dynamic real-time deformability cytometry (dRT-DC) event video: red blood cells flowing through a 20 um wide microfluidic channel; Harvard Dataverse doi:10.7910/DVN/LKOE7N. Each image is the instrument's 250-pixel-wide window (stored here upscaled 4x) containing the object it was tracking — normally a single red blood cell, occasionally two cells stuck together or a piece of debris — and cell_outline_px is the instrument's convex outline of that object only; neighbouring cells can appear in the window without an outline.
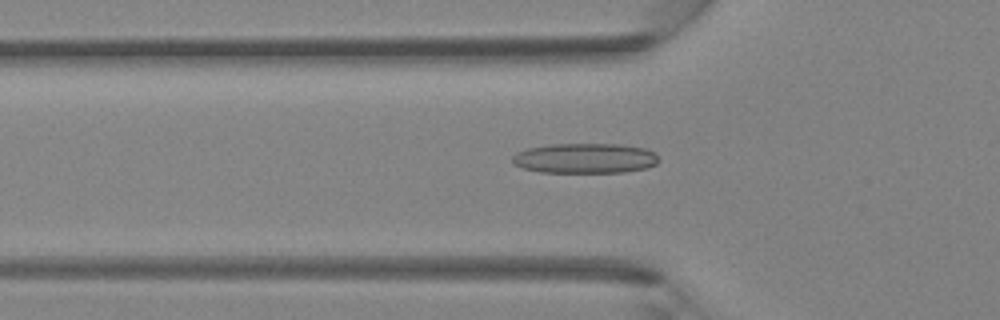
{"species": "Egyptian fruit bat (a non-hibernating species)", "species_latin": "Rousettus aegyptiacus", "temperature_condition": "room temperature", "stored_images_in_passage": 40, "camera_frame_rate_fps": 3000, "um_per_image_px": 0.085, "animal": {"sex": "female"}, "frame": {"image": 1, "passage_image": 14, "time_ms": 4.333, "image_size_px": [1000, 320], "cell_outline_px": [[660, 160], [656, 164], [648, 168], [624, 172], [540, 172], [524, 168], [512, 164], [512, 156], [516, 152], [528, 148], [552, 144], [620, 144], [644, 148], [656, 152]], "centroid_in_image_um": [49.75, 13.45], "position_along_channel_um": 76.0, "area_um2": 25.84}}
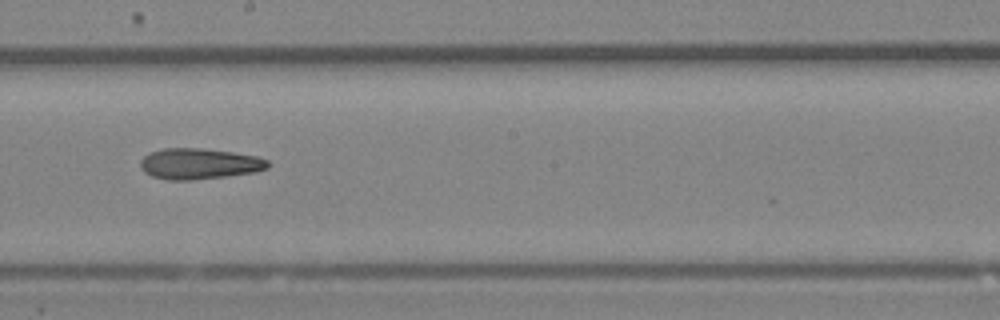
{"frame": {"image": 2, "passage_image": 24, "time_ms": 7.667, "image_size_px": [1000, 320], "cell_outline_px": [[272, 164], [268, 168], [256, 172], [228, 176], [192, 180], [168, 180], [152, 176], [144, 172], [140, 168], [140, 160], [148, 152], [164, 148], [204, 148], [232, 152], [256, 156], [268, 160]], "centroid_in_image_um": [16.94, 13.92], "position_along_channel_um": 231.3, "area_um2": 23.24}}
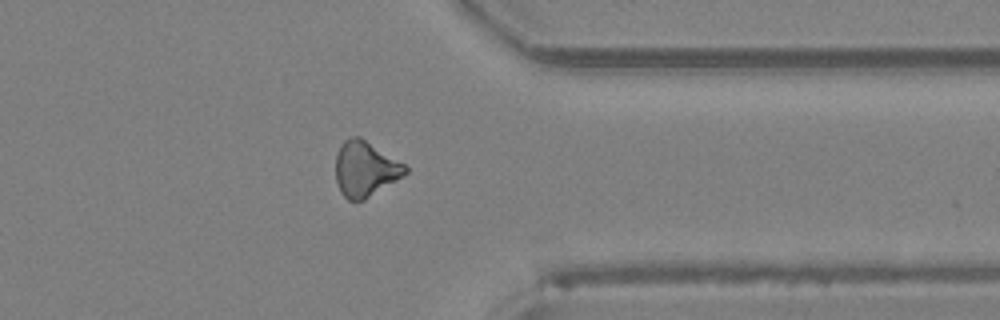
{"frame": {"image": 3, "passage_image": 34, "time_ms": 11.0, "image_size_px": [1000, 320], "cell_outline_px": [[408, 172], [364, 200], [348, 200], [340, 192], [336, 180], [336, 156], [340, 144], [344, 140], [352, 136], [360, 136], [404, 164], [408, 168]], "centroid_in_image_um": [31.01, 14.34], "position_along_channel_um": 380.4, "area_um2": 22.2}}